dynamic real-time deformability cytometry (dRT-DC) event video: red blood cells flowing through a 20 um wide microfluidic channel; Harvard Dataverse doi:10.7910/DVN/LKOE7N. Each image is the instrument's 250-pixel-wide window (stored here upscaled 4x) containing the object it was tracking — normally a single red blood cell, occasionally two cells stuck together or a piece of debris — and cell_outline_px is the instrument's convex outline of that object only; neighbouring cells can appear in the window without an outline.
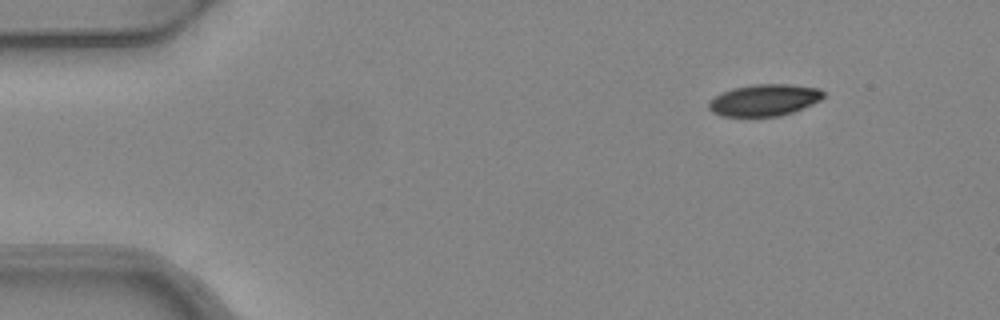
{"species": "common noctule bat (a hibernating species)", "species_latin": "Nyctalus noctula", "temperature_condition": "warm", "stored_images_in_passage": 5, "segment_of_instrument_passage": [2, 2], "camera_frame_rate_fps": 3000, "um_per_image_px": 0.085, "animal": {"sex": "female", "body_mass_g": 24.6, "forearm_length_mm": 56.2}, "frame": {"image": 1, "passage_image": 5, "time_ms": 1.333, "image_size_px": [1000, 320], "cell_outline_px": [[824, 96], [820, 100], [812, 104], [792, 112], [780, 116], [720, 116], [712, 112], [708, 108], [708, 100], [732, 88], [756, 84], [788, 84], [820, 88], [824, 92]], "centroid_in_image_um": [64.96, 8.51], "position_along_channel_um": 20.0, "area_um2": 21.15}}